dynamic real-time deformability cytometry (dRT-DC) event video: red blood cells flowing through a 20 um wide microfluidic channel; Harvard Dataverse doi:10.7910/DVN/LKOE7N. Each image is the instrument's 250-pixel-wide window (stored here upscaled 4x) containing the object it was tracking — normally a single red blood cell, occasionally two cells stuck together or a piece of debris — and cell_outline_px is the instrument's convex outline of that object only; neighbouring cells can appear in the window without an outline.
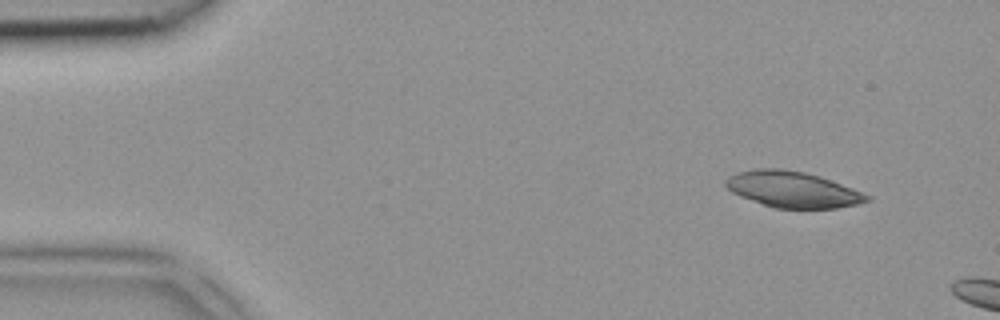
{"species": "common noctule bat (a hibernating species)", "species_latin": "Nyctalus noctula", "temperature_condition": "room temperature", "stored_images_in_passage": 2, "camera_frame_rate_fps": 3000, "um_per_image_px": 0.085, "animal": {"sex": "female", "body_mass_g": 18.4}, "frame": {"image": 1, "passage_image": 1, "time_ms": 0.0, "image_size_px": [1000, 320], "cell_outline_px": [[872, 200], [856, 204], [836, 208], [772, 208], [740, 196], [732, 192], [724, 184], [724, 180], [728, 176], [740, 172], [756, 168], [780, 168], [804, 172], [820, 176], [852, 188], [872, 196]], "centroid_in_image_um": [67.37, 16.1], "position_along_channel_um": 17.6, "area_um2": 29.65}}